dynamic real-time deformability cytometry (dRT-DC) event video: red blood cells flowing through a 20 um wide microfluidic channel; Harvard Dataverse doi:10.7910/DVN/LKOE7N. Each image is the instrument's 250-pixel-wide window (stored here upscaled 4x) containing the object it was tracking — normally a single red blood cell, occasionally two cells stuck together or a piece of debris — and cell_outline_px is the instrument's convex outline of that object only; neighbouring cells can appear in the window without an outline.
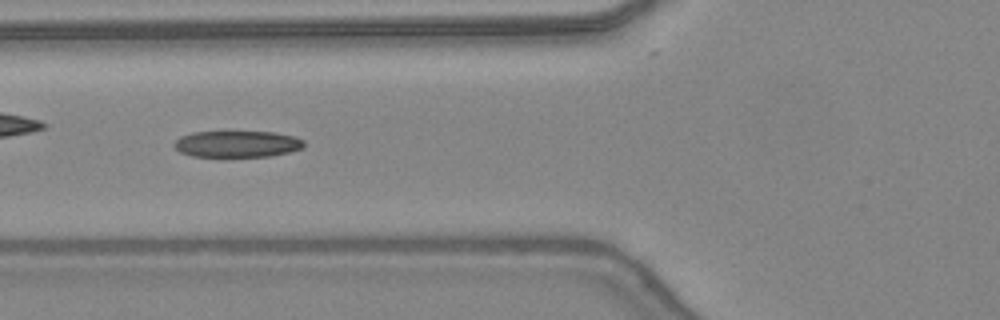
{"species": "common noctule bat (a hibernating species)", "species_latin": "Nyctalus noctula", "temperature_condition": "warm", "stored_images_in_passage": 40, "camera_frame_rate_fps": 3000, "um_per_image_px": 0.085, "animal": {"sex": "female", "body_mass_g": 24.6, "forearm_length_mm": 56.2}, "frame": {"image": 1, "passage_image": 12, "time_ms": 3.667, "image_size_px": [1000, 320], "cell_outline_px": [[304, 148], [272, 156], [192, 156], [180, 152], [172, 144], [180, 136], [192, 132], [276, 132], [296, 136], [304, 140]], "centroid_in_image_um": [20.18, 12.23], "position_along_channel_um": 105.6, "area_um2": 20.06}}
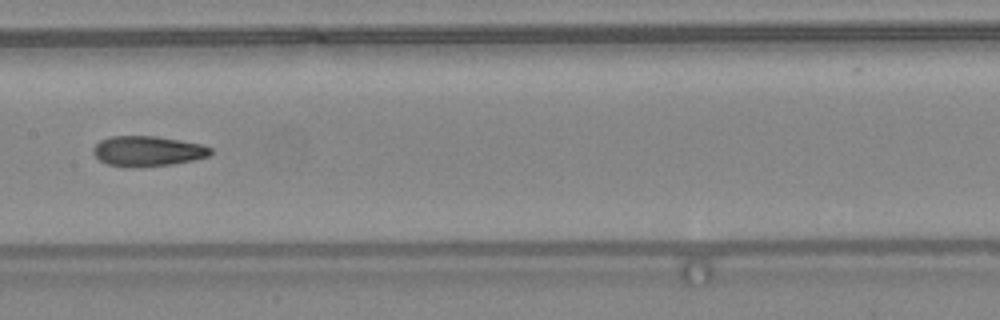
{"frame": {"image": 2, "passage_image": 18, "time_ms": 5.667, "image_size_px": [1000, 320], "cell_outline_px": [[212, 152], [208, 156], [192, 160], [172, 164], [132, 168], [108, 164], [100, 160], [92, 152], [92, 148], [100, 140], [112, 136], [156, 136], [204, 144], [212, 148]], "centroid_in_image_um": [12.55, 12.84], "position_along_channel_um": 194.8, "area_um2": 20.75}}
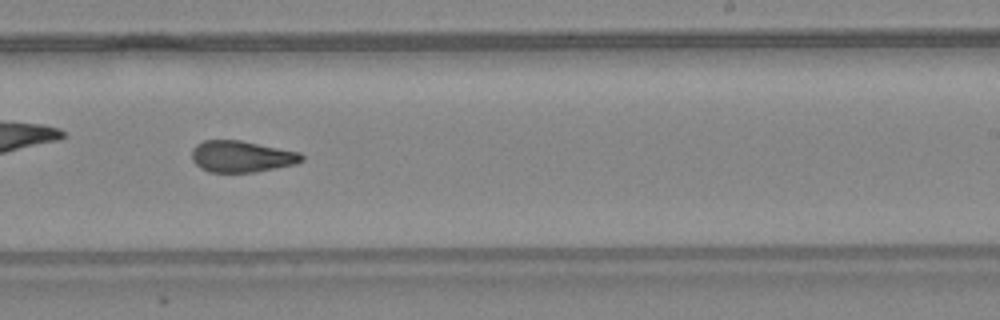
{"frame": {"image": 3, "passage_image": 23, "time_ms": 7.333, "image_size_px": [1000, 320], "cell_outline_px": [[304, 160], [296, 164], [256, 172], [208, 172], [200, 168], [192, 160], [192, 148], [196, 144], [204, 140], [240, 140], [300, 152], [304, 156]], "centroid_in_image_um": [20.53, 13.3], "position_along_channel_um": 268.5, "area_um2": 20.29}, "authors_computed_cell_mechanics": {"area_um2": 20.7791, "velocity_mm_per_s": 4.4339, "shape_relaxation_time_tau1_ms": 11.3231, "shape_relaxation_time_tau2_ms": 1.4197, "deformation_change_tau1": 0.2987, "deformation_change_tau2": 0.094}}